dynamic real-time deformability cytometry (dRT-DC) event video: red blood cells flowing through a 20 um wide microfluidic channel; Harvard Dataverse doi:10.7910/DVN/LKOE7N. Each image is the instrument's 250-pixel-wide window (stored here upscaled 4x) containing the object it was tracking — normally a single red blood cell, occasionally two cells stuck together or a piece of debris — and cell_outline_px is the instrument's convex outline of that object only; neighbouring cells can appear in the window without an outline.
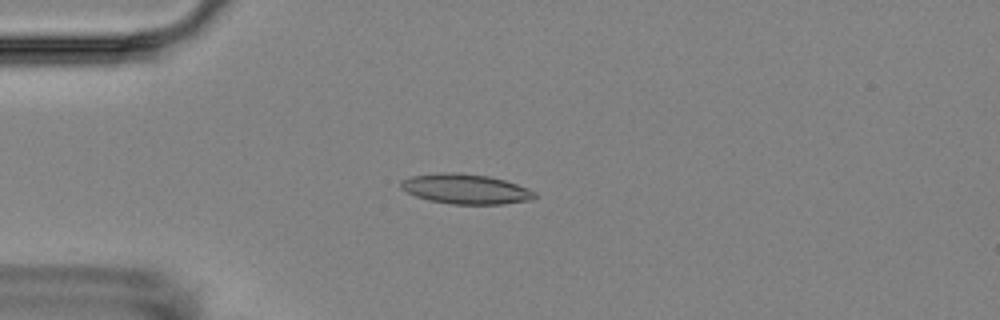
{"species": "Egyptian fruit bat (a non-hibernating species)", "species_latin": "Rousettus aegyptiacus", "temperature_condition": "room temperature", "stored_images_in_passage": 5, "camera_frame_rate_fps": 3000, "um_per_image_px": 0.085, "animal": {"sex": "female"}, "frame": {"image": 1, "passage_image": 3, "time_ms": 2.333, "image_size_px": [1000, 320], "cell_outline_px": [[536, 196], [532, 200], [504, 204], [452, 204], [428, 200], [416, 196], [400, 188], [400, 180], [412, 176], [444, 172], [456, 172], [488, 176], [504, 180], [528, 188], [536, 192]], "centroid_in_image_um": [39.58, 16.06], "position_along_channel_um": 45.4, "area_um2": 23.35}}